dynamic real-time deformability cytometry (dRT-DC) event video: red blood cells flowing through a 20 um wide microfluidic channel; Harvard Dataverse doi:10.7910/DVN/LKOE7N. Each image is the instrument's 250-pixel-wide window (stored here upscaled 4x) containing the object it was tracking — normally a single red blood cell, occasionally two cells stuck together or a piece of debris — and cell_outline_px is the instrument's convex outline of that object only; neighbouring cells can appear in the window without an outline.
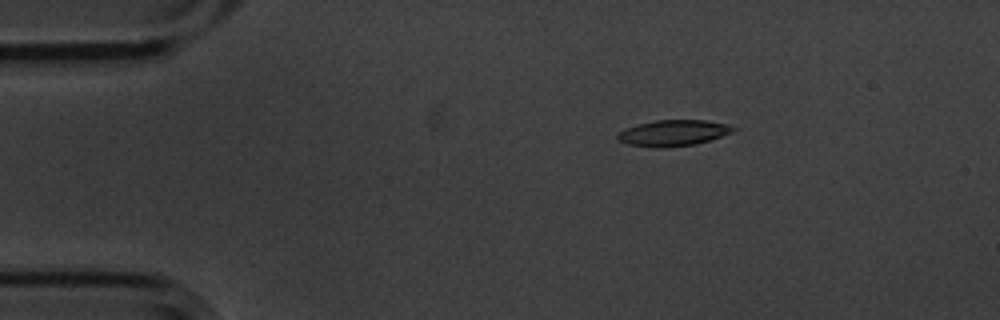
{"species": "common noctule bat (a hibernating species)", "species_latin": "Nyctalus noctula", "temperature_condition": "cold", "stored_images_in_passage": 47, "camera_frame_rate_fps": 3000, "um_per_image_px": 0.085, "animal": {"sex": "male", "body_mass_g": 20.1, "forearm_length_mm": 53.5}, "frame": {"image": 1, "passage_image": 1, "time_ms": 0.0, "image_size_px": [1000, 320], "cell_outline_px": [[736, 128], [732, 132], [696, 144], [664, 148], [652, 148], [628, 144], [616, 140], [616, 136], [620, 132], [636, 124], [656, 120], [704, 120], [728, 124]], "centroid_in_image_um": [57.19, 11.31], "position_along_channel_um": 27.8, "area_um2": 17.51}}
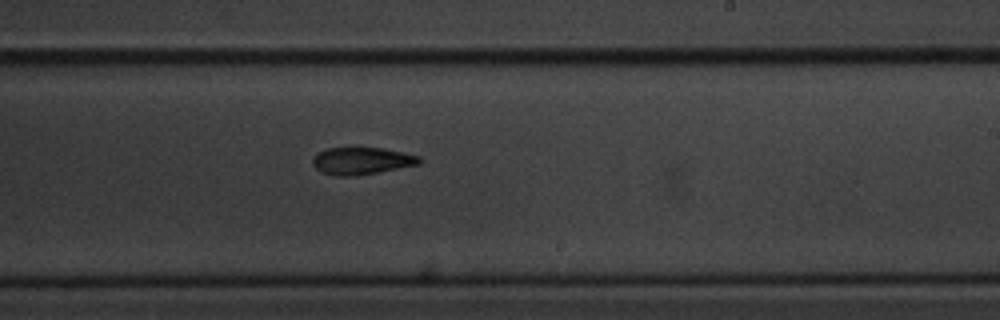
{"frame": {"image": 2, "passage_image": 25, "time_ms": 8.0, "image_size_px": [1000, 320], "cell_outline_px": [[420, 164], [356, 176], [336, 176], [320, 172], [312, 164], [312, 156], [328, 148], [352, 144], [356, 144], [384, 148], [420, 156]], "centroid_in_image_um": [30.69, 13.62], "position_along_channel_um": 258.3, "area_um2": 17.74}}
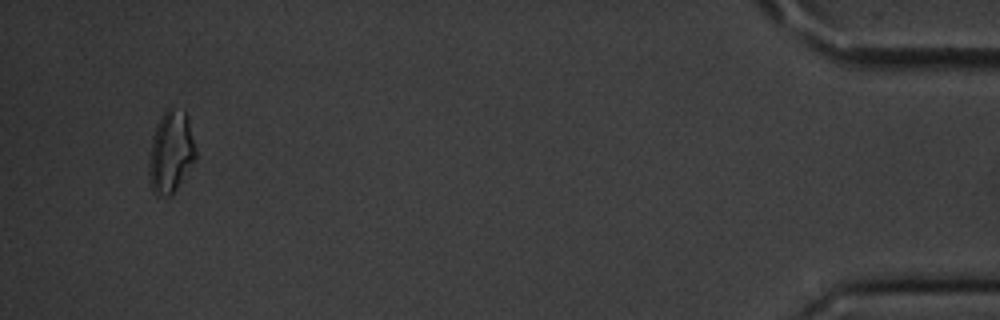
{"frame": {"image": 3, "passage_image": 45, "time_ms": 14.667, "image_size_px": [1000, 320], "cell_outline_px": [[196, 160], [176, 188], [168, 196], [156, 196], [152, 192], [148, 172], [148, 160], [152, 136], [156, 124], [160, 116], [172, 104], [184, 108], [188, 116], [196, 148]], "centroid_in_image_um": [14.52, 12.85], "position_along_channel_um": 420.7, "area_um2": 23.0}, "authors_computed_cell_mechanics": {"area_um2": 17.9758, "velocity_mm_per_s": 3.5754, "shape_relaxation_time_tau1_ms": 2.502, "shape_relaxation_time_tau2_ms": null, "deformation_change_tau1": 0.1127, "deformation_change_tau2": null}}